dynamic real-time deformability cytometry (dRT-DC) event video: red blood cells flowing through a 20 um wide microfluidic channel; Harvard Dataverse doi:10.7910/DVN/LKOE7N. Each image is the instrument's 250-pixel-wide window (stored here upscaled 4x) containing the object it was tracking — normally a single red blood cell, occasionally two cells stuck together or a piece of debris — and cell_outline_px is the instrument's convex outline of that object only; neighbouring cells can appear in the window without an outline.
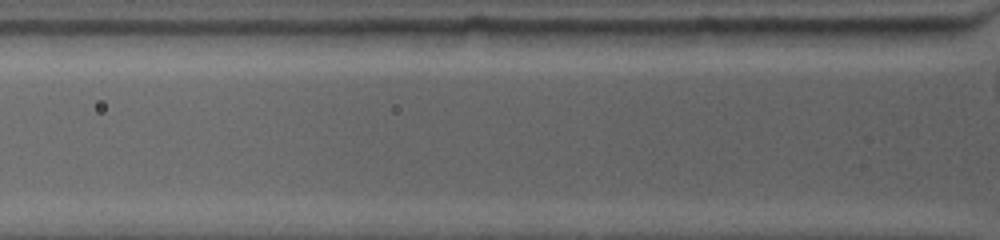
{"species": "common noctule bat (a hibernating species)", "species_latin": "Nyctalus noctula", "temperature_condition": "warm", "stored_images_in_passage": 7, "camera_frame_rate_fps": 4500, "um_per_image_px": 0.085, "animal": {"sex": "female", "body_mass_g": 19.0, "forearm_length_mm": 53.3}, "frame": {"image": 1, "passage_image": 2, "time_ms": 0.222, "image_size_px": [1000, 240], "cell_outline_px": [[724, 28], [716, 44], [612, 44], [564, 32], [564, 28]], "centroid_in_image_um": [55.26, 3.01], "position_along_channel_um": 70.5, "area_um2": 15.95}}